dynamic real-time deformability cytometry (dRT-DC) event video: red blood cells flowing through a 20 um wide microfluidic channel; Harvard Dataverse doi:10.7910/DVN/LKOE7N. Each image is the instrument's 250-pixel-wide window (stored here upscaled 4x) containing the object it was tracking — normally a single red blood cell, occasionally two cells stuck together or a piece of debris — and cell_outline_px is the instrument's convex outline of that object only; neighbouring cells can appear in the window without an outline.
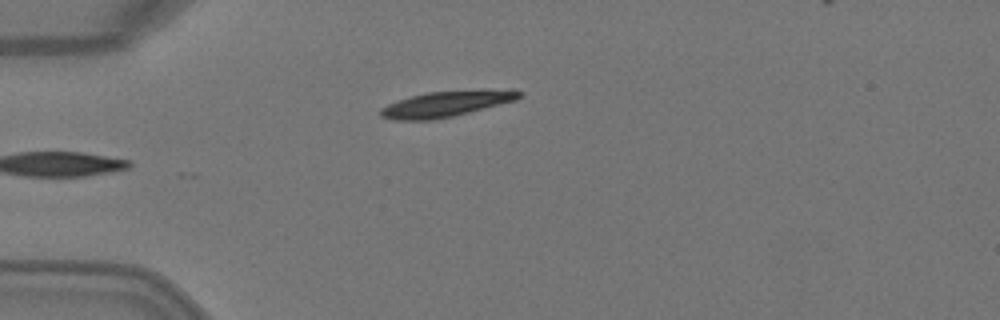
{"species": "Egyptian fruit bat (a non-hibernating species)", "species_latin": "Rousettus aegyptiacus", "temperature_condition": "warm", "stored_images_in_passage": 4, "camera_frame_rate_fps": 3000, "um_per_image_px": 0.085, "animal": {"sex": "female"}, "frame": {"image": 1, "passage_image": 3, "time_ms": 0.667, "image_size_px": [1000, 320], "cell_outline_px": [[524, 92], [516, 100], [452, 116], [432, 120], [392, 120], [380, 116], [380, 108], [388, 104], [412, 96], [428, 92], [512, 88], [516, 88]], "centroid_in_image_um": [37.99, 8.81], "position_along_channel_um": 47.0, "area_um2": 20.75}}